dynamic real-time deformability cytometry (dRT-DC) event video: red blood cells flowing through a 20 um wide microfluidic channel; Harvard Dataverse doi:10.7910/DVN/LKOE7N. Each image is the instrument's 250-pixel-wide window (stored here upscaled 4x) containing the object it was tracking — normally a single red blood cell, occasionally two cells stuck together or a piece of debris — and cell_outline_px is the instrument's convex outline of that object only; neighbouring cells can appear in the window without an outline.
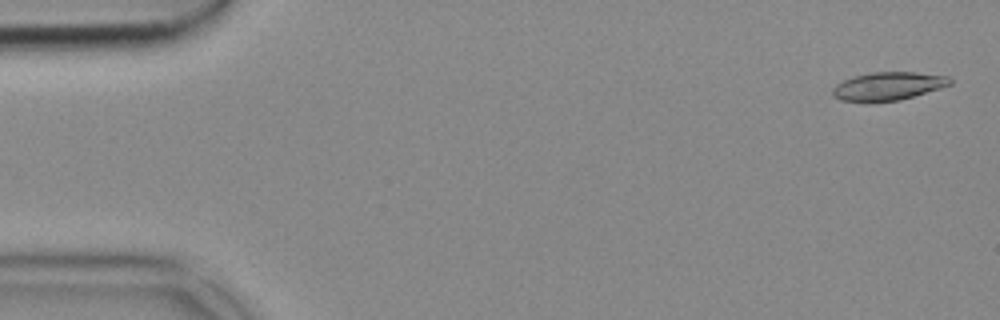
{"species": "common noctule bat (a hibernating species)", "species_latin": "Nyctalus noctula", "temperature_condition": "cold", "stored_images_in_passage": 53, "camera_frame_rate_fps": 3000, "um_per_image_px": 0.085, "animal": {"sex": "female", "body_mass_g": 18.4}, "frame": {"image": 1, "passage_image": 2, "time_ms": 0.333, "image_size_px": [1000, 320], "cell_outline_px": [[952, 84], [940, 88], [900, 100], [872, 104], [868, 104], [840, 100], [832, 96], [832, 88], [836, 84], [852, 76], [872, 72], [916, 72], [948, 76], [952, 80]], "centroid_in_image_um": [75.43, 7.35], "position_along_channel_um": 9.6, "area_um2": 19.88}}
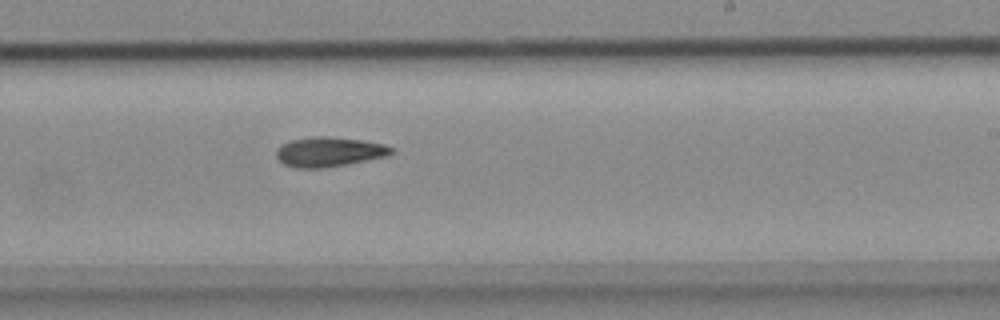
{"frame": {"image": 2, "passage_image": 32, "time_ms": 10.333, "image_size_px": [1000, 320], "cell_outline_px": [[396, 152], [388, 156], [348, 164], [324, 168], [296, 168], [284, 164], [276, 156], [276, 148], [292, 140], [316, 136], [324, 136], [360, 140], [384, 144], [396, 148]], "centroid_in_image_um": [28.03, 12.92], "position_along_channel_um": 261.0, "area_um2": 19.94}}
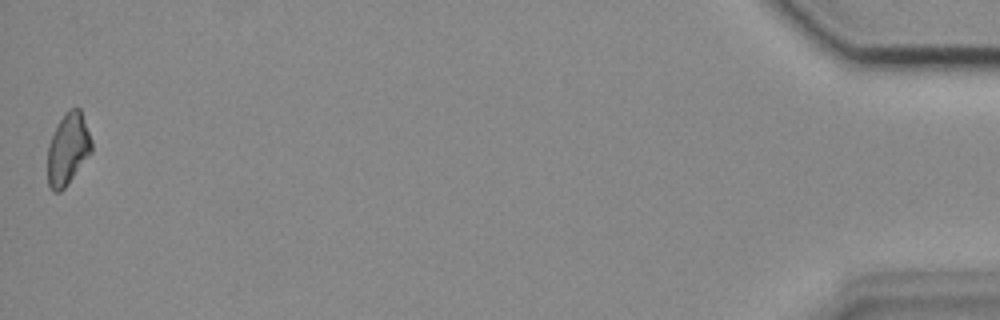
{"frame": {"image": 3, "passage_image": 53, "time_ms": 17.333, "image_size_px": [1000, 320], "cell_outline_px": [[92, 152], [64, 188], [60, 192], [52, 192], [48, 184], [48, 144], [64, 112], [68, 108], [80, 108], [92, 140]], "centroid_in_image_um": [5.78, 12.66], "position_along_channel_um": 429.4, "area_um2": 18.32}}